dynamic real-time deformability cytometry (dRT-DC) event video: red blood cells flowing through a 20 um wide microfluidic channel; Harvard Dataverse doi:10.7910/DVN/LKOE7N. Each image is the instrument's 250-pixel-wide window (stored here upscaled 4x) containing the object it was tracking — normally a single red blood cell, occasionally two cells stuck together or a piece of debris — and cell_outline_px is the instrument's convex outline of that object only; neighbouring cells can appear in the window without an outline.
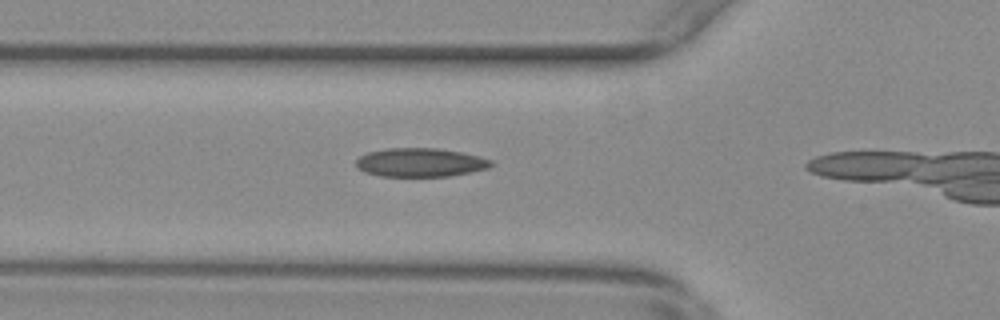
{"species": "common noctule bat (a hibernating species)", "species_latin": "Nyctalus noctula", "temperature_condition": "warm", "stored_images_in_passage": 7, "camera_frame_rate_fps": 3000, "um_per_image_px": 0.085, "animal": {"sex": "female", "body_mass_g": 29.2, "forearm_length_mm": 56.3}, "frame": {"image": 1, "passage_image": 3, "time_ms": 0.667, "image_size_px": [1000, 320], "cell_outline_px": [[492, 164], [488, 168], [448, 176], [380, 176], [364, 172], [356, 168], [356, 160], [360, 156], [368, 152], [388, 148], [436, 148], [460, 152], [480, 156], [492, 160]], "centroid_in_image_um": [35.69, 13.8], "position_along_channel_um": 90.1, "area_um2": 22.48}}
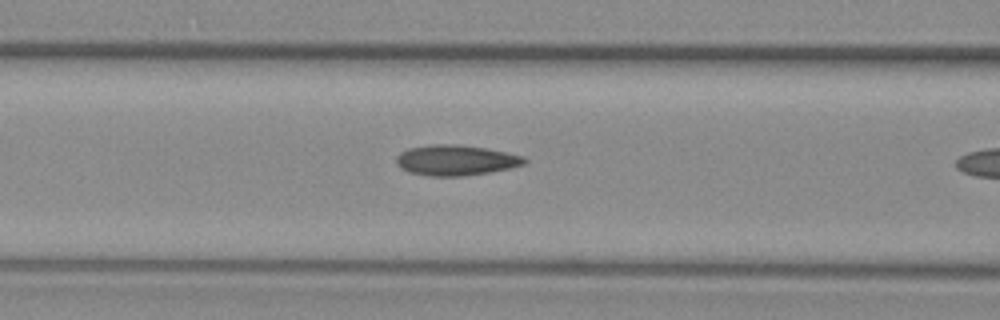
{"frame": {"image": 2, "passage_image": 6, "time_ms": 1.667, "image_size_px": [1000, 320], "cell_outline_px": [[528, 160], [524, 164], [508, 168], [488, 172], [460, 176], [428, 176], [408, 172], [400, 168], [396, 164], [396, 156], [400, 152], [408, 148], [428, 144], [456, 144], [488, 148], [524, 156]], "centroid_in_image_um": [38.7, 13.6], "position_along_channel_um": 127.9, "area_um2": 22.89}}